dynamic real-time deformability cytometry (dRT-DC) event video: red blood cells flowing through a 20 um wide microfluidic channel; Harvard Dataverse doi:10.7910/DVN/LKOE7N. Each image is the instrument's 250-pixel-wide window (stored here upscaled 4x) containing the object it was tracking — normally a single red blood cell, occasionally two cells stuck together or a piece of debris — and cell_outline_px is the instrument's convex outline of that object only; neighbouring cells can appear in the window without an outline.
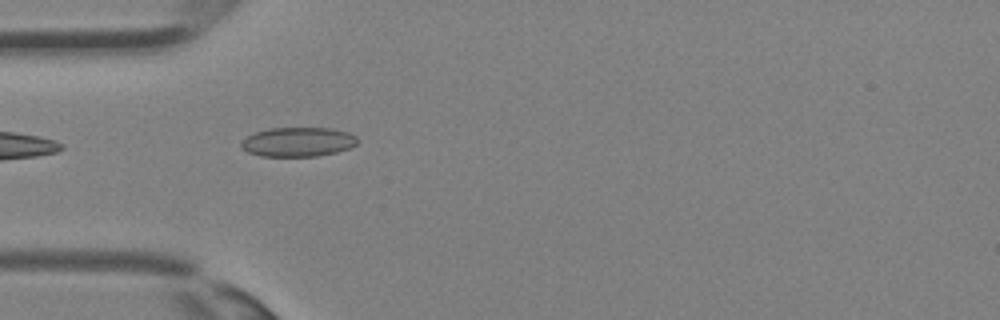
{"species": "Egyptian fruit bat (a non-hibernating species)", "species_latin": "Rousettus aegyptiacus", "temperature_condition": "room temperature", "stored_images_in_passage": 22, "camera_frame_rate_fps": 3000, "um_per_image_px": 0.085, "animal": {"sex": "female"}, "frame": {"image": 1, "passage_image": 1, "time_ms": 0.0, "image_size_px": [1000, 320], "cell_outline_px": [[356, 144], [348, 148], [336, 152], [316, 156], [260, 156], [248, 152], [240, 148], [240, 144], [248, 136], [256, 132], [268, 128], [332, 128], [348, 132], [356, 136]], "centroid_in_image_um": [25.31, 12.06], "position_along_channel_um": 59.7, "area_um2": 19.77}}
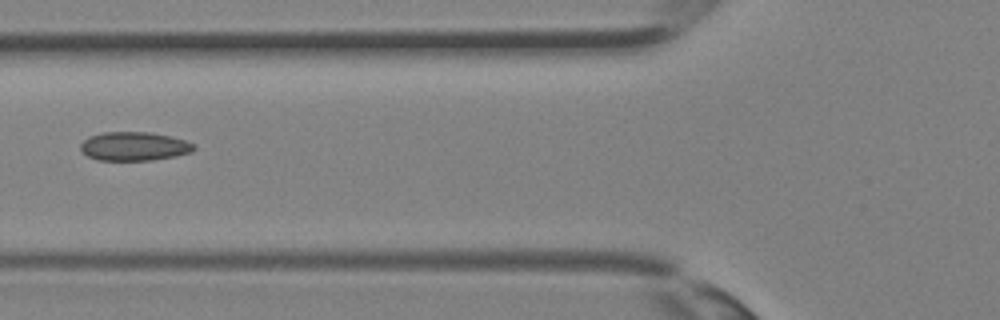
{"frame": {"image": 2, "passage_image": 4, "time_ms": 1.0, "image_size_px": [1000, 320], "cell_outline_px": [[196, 148], [192, 152], [176, 156], [152, 160], [96, 160], [80, 152], [80, 144], [88, 136], [104, 132], [148, 132], [168, 136], [184, 140], [196, 144]], "centroid_in_image_um": [11.38, 12.44], "position_along_channel_um": 114.4, "area_um2": 19.13}}